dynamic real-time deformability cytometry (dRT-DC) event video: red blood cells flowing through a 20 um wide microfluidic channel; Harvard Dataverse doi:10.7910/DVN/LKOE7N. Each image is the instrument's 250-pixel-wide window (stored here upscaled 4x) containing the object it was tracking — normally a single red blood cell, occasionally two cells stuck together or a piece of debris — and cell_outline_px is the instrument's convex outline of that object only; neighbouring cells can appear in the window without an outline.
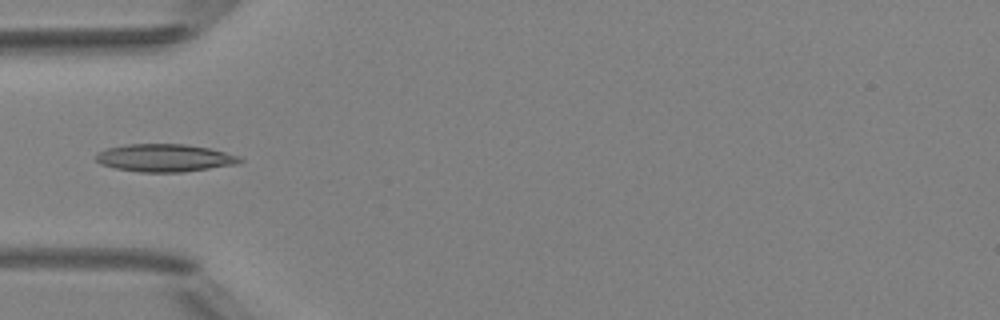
{"species": "Egyptian fruit bat (a non-hibernating species)", "species_latin": "Rousettus aegyptiacus", "temperature_condition": "room temperature", "stored_images_in_passage": 16, "camera_frame_rate_fps": 3000, "um_per_image_px": 0.085, "animal": {"sex": "female"}, "frame": {"image": 1, "passage_image": 1, "time_ms": 0.0, "image_size_px": [1000, 320], "cell_outline_px": [[244, 160], [236, 164], [184, 172], [140, 172], [112, 168], [100, 164], [96, 160], [96, 152], [108, 148], [128, 144], [184, 144], [208, 148], [240, 156]], "centroid_in_image_um": [13.97, 13.43], "position_along_channel_um": 71.0, "area_um2": 23.24}}
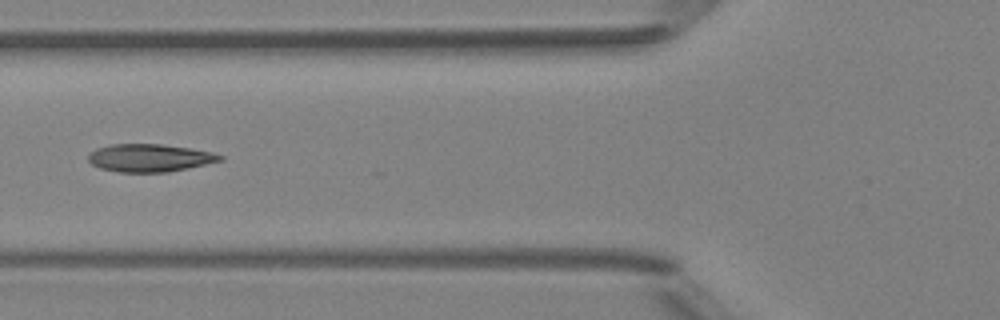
{"frame": {"image": 2, "passage_image": 4, "time_ms": 1.0, "image_size_px": [1000, 320], "cell_outline_px": [[224, 160], [188, 168], [168, 172], [120, 172], [100, 168], [92, 164], [88, 160], [88, 156], [96, 148], [112, 144], [160, 144], [188, 148], [212, 152], [224, 156]], "centroid_in_image_um": [12.73, 13.42], "position_along_channel_um": 113.1, "area_um2": 21.21}}
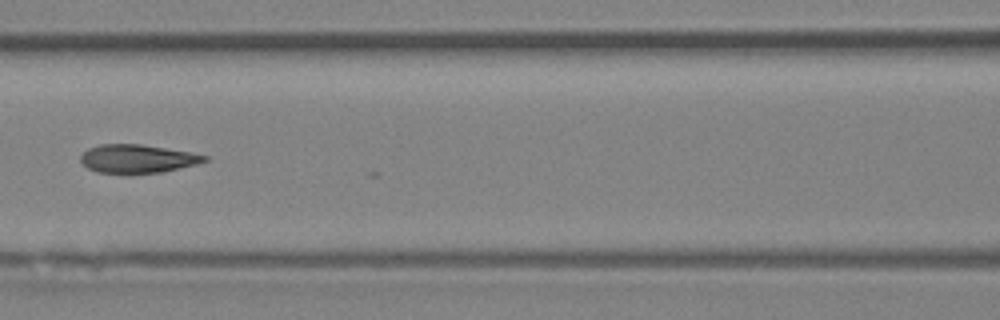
{"frame": {"image": 3, "passage_image": 7, "time_ms": 2.0, "image_size_px": [1000, 320], "cell_outline_px": [[208, 160], [196, 164], [160, 172], [96, 172], [88, 168], [80, 160], [80, 156], [88, 148], [100, 144], [140, 144], [188, 152], [208, 156]], "centroid_in_image_um": [11.65, 13.47], "position_along_channel_um": 155.0, "area_um2": 19.94}}